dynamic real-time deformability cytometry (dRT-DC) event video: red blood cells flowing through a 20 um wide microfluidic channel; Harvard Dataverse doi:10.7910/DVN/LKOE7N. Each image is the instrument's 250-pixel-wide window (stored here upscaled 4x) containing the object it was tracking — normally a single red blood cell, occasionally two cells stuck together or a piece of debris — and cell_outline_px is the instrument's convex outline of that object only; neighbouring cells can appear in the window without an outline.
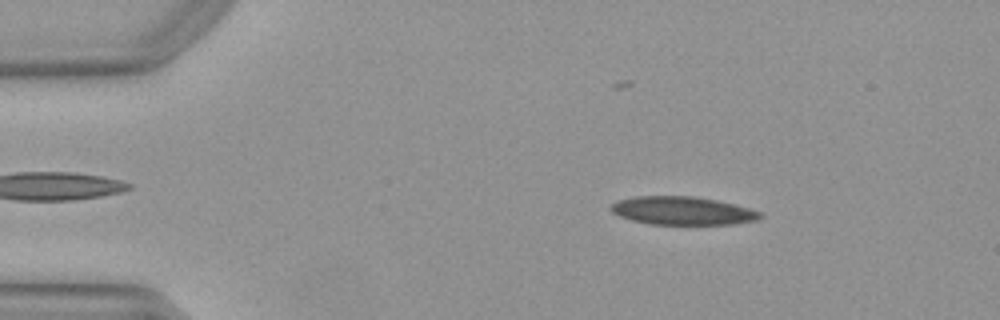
{"species": "Egyptian fruit bat (a non-hibernating species)", "species_latin": "Rousettus aegyptiacus", "temperature_condition": "warm", "stored_images_in_passage": 50, "camera_frame_rate_fps": 3000, "um_per_image_px": 0.085, "animal": {"sex": "female"}, "frame": {"image": 1, "passage_image": 7, "time_ms": 2.0, "image_size_px": [1000, 320], "cell_outline_px": [[764, 216], [756, 220], [732, 224], [648, 224], [632, 220], [620, 216], [612, 212], [608, 208], [616, 200], [636, 196], [692, 196], [716, 200], [748, 208], [760, 212]], "centroid_in_image_um": [57.96, 17.91], "position_along_channel_um": 27.0, "area_um2": 24.45}}
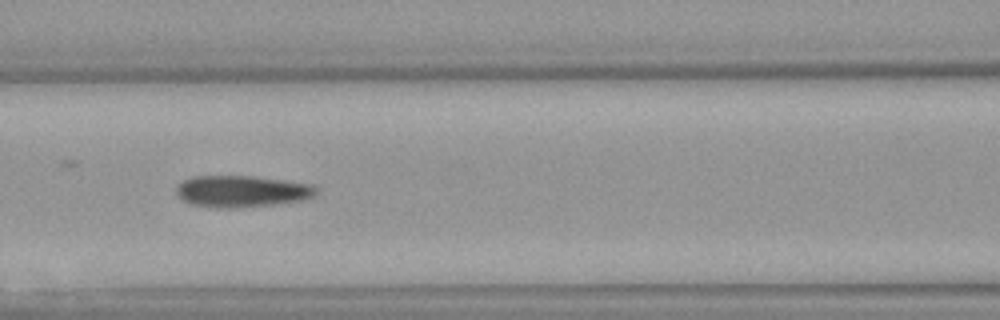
{"frame": {"image": 2, "passage_image": 21, "time_ms": 6.667, "image_size_px": [1000, 320], "cell_outline_px": [[320, 192], [308, 200], [276, 204], [232, 208], [216, 208], [192, 204], [184, 200], [176, 192], [176, 184], [192, 176], [252, 176], [316, 184], [320, 188]], "centroid_in_image_um": [20.65, 16.26], "position_along_channel_um": 145.9, "area_um2": 26.24}}
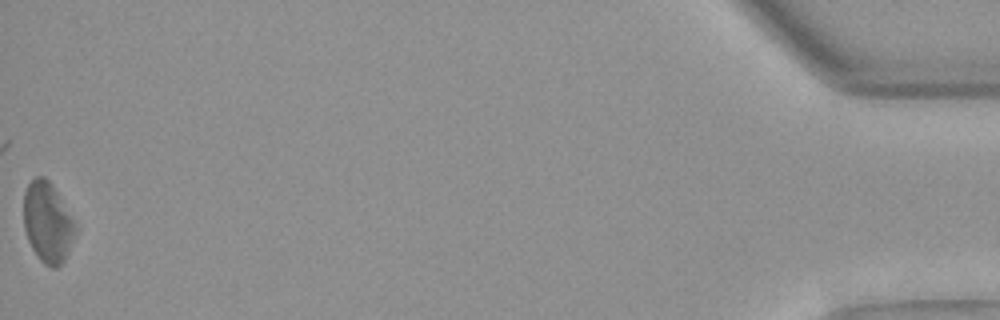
{"frame": {"image": 3, "passage_image": 50, "time_ms": 16.333, "image_size_px": [1000, 320], "cell_outline_px": [[76, 228], [64, 260], [56, 268], [52, 268], [44, 264], [40, 260], [32, 248], [28, 240], [24, 228], [24, 192], [28, 184], [36, 176], [44, 176], [52, 184], [72, 220]], "centroid_in_image_um": [4.0, 18.9], "position_along_channel_um": 431.2, "area_um2": 23.52}, "authors_computed_cell_mechanics": {"area_um2": 25.4609, "velocity_mm_per_s": 3.9707, "shape_relaxation_time_tau1_ms": 9.9913, "shape_relaxation_time_tau2_ms": 2.9408, "deformation_change_tau1": 0.2099, "deformation_change_tau2": 0.0826}}